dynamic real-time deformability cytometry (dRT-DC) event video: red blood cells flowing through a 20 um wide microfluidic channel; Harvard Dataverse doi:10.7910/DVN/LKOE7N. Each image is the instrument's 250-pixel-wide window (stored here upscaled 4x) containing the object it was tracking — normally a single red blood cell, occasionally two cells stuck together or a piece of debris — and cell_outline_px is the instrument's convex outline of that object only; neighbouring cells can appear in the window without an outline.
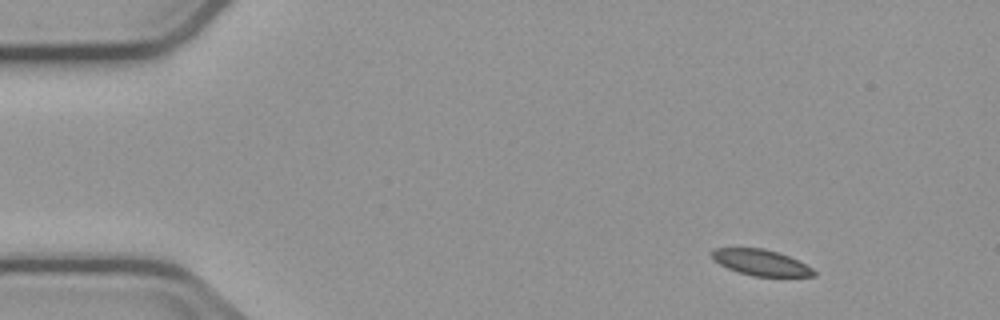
{"species": "common noctule bat (a hibernating species)", "species_latin": "Nyctalus noctula", "temperature_condition": "cold", "stored_images_in_passage": 3, "camera_frame_rate_fps": 3000, "um_per_image_px": 0.085, "animal": {"sex": "male", "body_mass_g": 23.1, "forearm_length_mm": 52.7}, "frame": {"image": 1, "passage_image": 1, "time_ms": 0.0, "image_size_px": [1000, 320], "cell_outline_px": [[816, 276], [752, 276], [728, 268], [712, 260], [712, 252], [716, 248], [764, 248], [780, 252], [812, 268], [816, 272]], "centroid_in_image_um": [64.67, 22.31], "position_along_channel_um": 20.3, "area_um2": 15.26}}
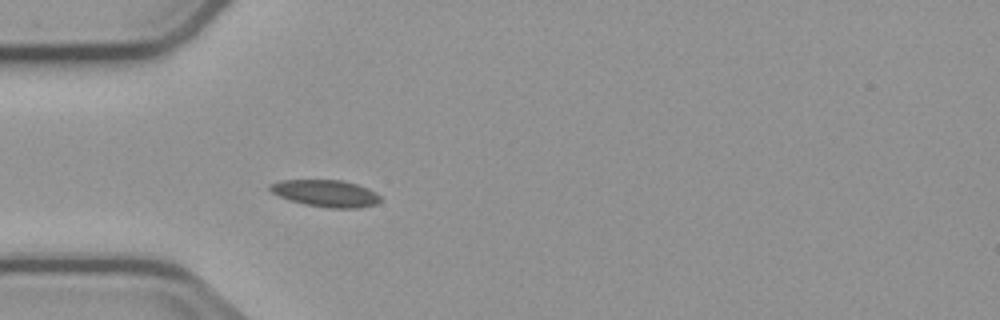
{"frame": {"image": 2, "passage_image": 3, "time_ms": 3.333, "image_size_px": [1000, 320], "cell_outline_px": [[380, 200], [376, 204], [360, 208], [328, 208], [304, 204], [280, 196], [272, 192], [268, 188], [268, 184], [280, 180], [344, 180], [368, 188], [376, 192], [380, 196]], "centroid_in_image_um": [27.7, 16.43], "position_along_channel_um": 57.3, "area_um2": 17.34}}